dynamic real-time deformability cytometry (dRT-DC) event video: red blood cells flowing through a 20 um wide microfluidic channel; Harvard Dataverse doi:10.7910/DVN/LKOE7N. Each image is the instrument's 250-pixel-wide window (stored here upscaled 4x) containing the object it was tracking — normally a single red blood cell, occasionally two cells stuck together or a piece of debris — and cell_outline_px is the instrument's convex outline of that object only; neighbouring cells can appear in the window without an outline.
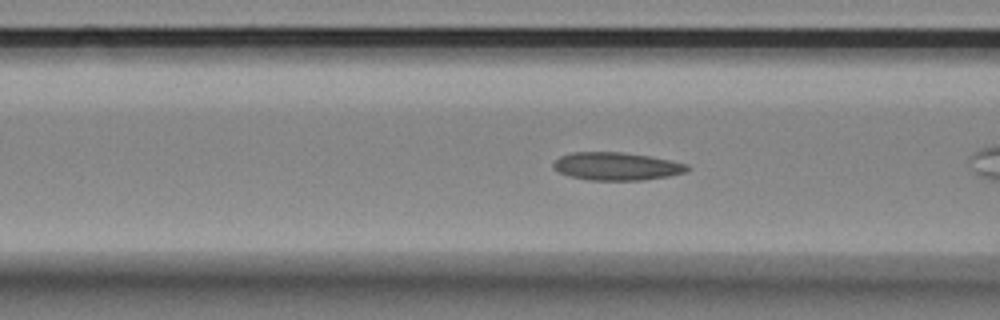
{"species": "Egyptian fruit bat (a non-hibernating species)", "species_latin": "Rousettus aegyptiacus", "temperature_condition": "room temperature", "stored_images_in_passage": 45, "segment_of_instrument_passage": [1, 2], "camera_frame_rate_fps": 3000, "um_per_image_px": 0.085, "animal": {"sex": "female"}, "frame": {"image": 1, "passage_image": 20, "time_ms": 6.333, "image_size_px": [1000, 320], "cell_outline_px": [[692, 168], [688, 172], [668, 176], [640, 180], [588, 180], [568, 176], [552, 168], [552, 164], [560, 156], [572, 152], [624, 152], [672, 160], [688, 164]], "centroid_in_image_um": [52.43, 14.13], "position_along_channel_um": 114.2, "area_um2": 21.96}}
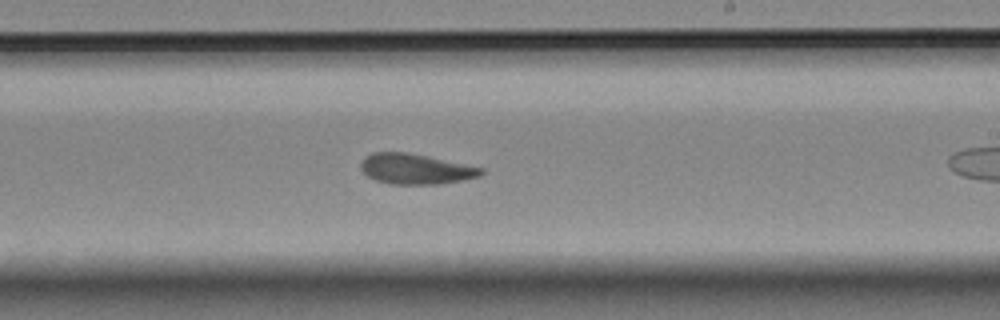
{"frame": {"image": 2, "passage_image": 32, "time_ms": 10.333, "image_size_px": [1000, 320], "cell_outline_px": [[484, 172], [480, 176], [464, 180], [440, 184], [388, 184], [376, 180], [368, 176], [360, 168], [360, 164], [364, 156], [372, 152], [408, 152], [428, 156], [484, 168]], "centroid_in_image_um": [35.32, 14.36], "position_along_channel_um": 253.7, "area_um2": 21.44}}
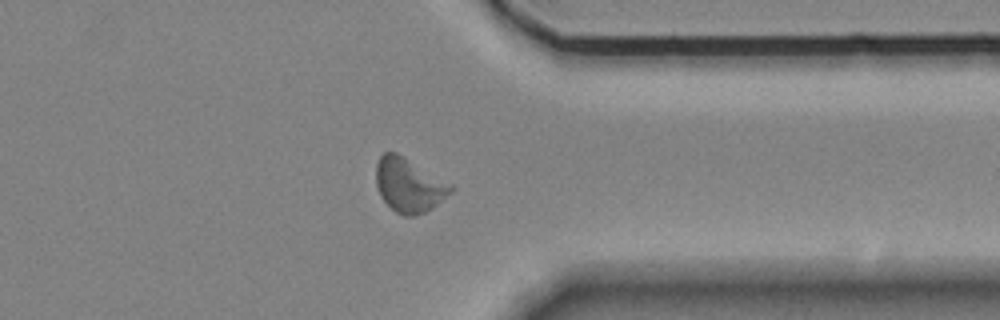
{"frame": {"image": 3, "passage_image": 43, "time_ms": 14.0, "image_size_px": [1000, 320], "cell_outline_px": [[456, 188], [452, 192], [436, 204], [424, 212], [412, 216], [404, 216], [396, 212], [380, 196], [376, 184], [376, 164], [380, 156], [384, 152], [396, 152], [452, 184]], "centroid_in_image_um": [34.75, 15.72], "position_along_channel_um": 376.6, "area_um2": 23.29}}